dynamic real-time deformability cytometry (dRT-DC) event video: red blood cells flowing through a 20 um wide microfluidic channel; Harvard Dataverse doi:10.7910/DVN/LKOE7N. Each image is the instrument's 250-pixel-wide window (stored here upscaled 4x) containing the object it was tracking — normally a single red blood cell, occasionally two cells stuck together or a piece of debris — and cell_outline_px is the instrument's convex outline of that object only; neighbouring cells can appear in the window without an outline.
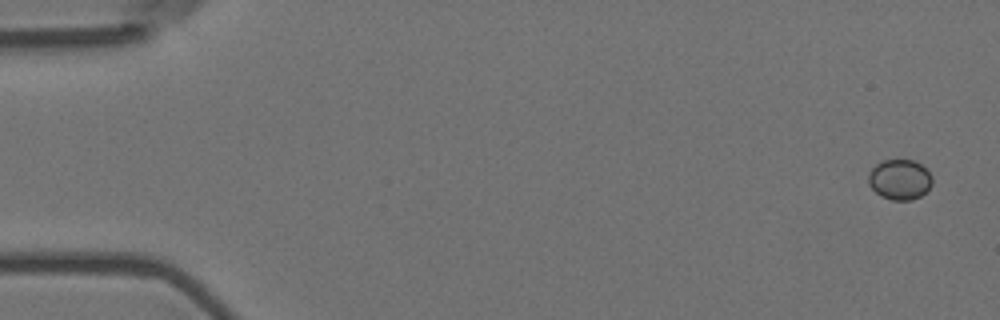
{"species": "Egyptian fruit bat (a non-hibernating species)", "species_latin": "Rousettus aegyptiacus", "temperature_condition": "room temperature", "stored_images_in_passage": 11, "camera_frame_rate_fps": 3000, "um_per_image_px": 0.085, "animal": {"sex": "female"}, "frame": {"image": 1, "passage_image": 1, "time_ms": 0.0, "image_size_px": [1000, 320], "cell_outline_px": [[932, 184], [920, 196], [912, 200], [892, 200], [880, 196], [868, 184], [868, 172], [876, 164], [884, 160], [916, 160], [932, 176]], "centroid_in_image_um": [76.45, 15.26], "position_along_channel_um": 8.5, "area_um2": 14.97}}
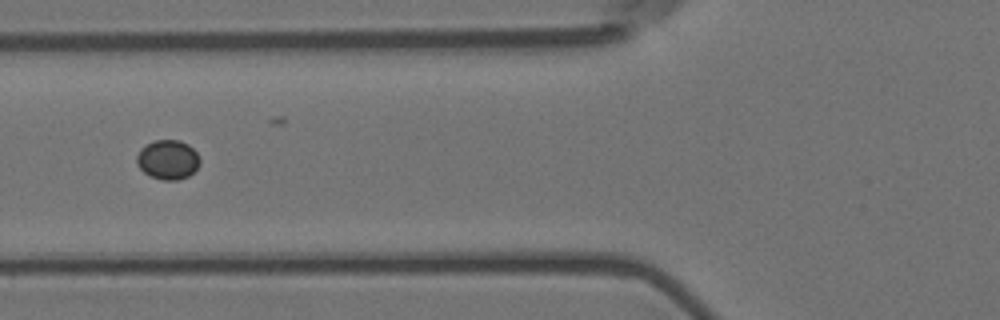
{"frame": {"image": 2, "passage_image": 6, "time_ms": 1.667, "image_size_px": [1000, 320], "cell_outline_px": [[200, 164], [188, 176], [176, 180], [160, 180], [144, 172], [136, 164], [136, 156], [140, 148], [156, 140], [180, 140], [188, 144], [196, 152], [200, 160]], "centroid_in_image_um": [14.25, 13.57], "position_along_channel_um": 111.5, "area_um2": 14.45}}
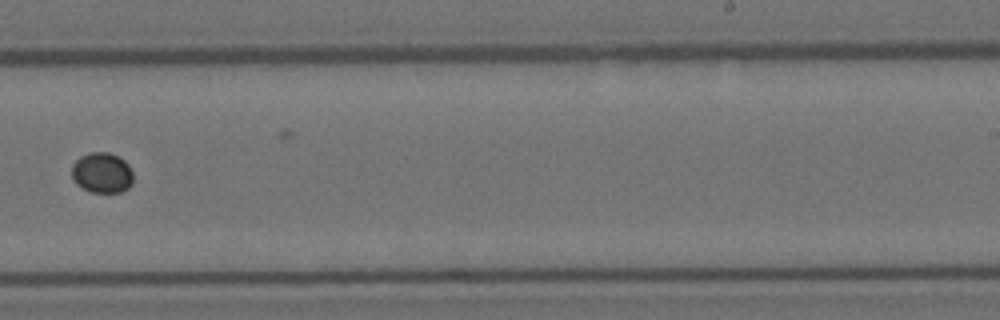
{"frame": {"image": 3, "passage_image": 10, "time_ms": 3.0, "image_size_px": [1000, 320], "cell_outline_px": [[132, 184], [128, 188], [120, 192], [92, 192], [76, 184], [72, 180], [72, 164], [80, 156], [92, 152], [108, 152], [124, 160], [128, 164], [132, 172]], "centroid_in_image_um": [8.66, 14.68], "position_along_channel_um": 280.3, "area_um2": 14.45}}